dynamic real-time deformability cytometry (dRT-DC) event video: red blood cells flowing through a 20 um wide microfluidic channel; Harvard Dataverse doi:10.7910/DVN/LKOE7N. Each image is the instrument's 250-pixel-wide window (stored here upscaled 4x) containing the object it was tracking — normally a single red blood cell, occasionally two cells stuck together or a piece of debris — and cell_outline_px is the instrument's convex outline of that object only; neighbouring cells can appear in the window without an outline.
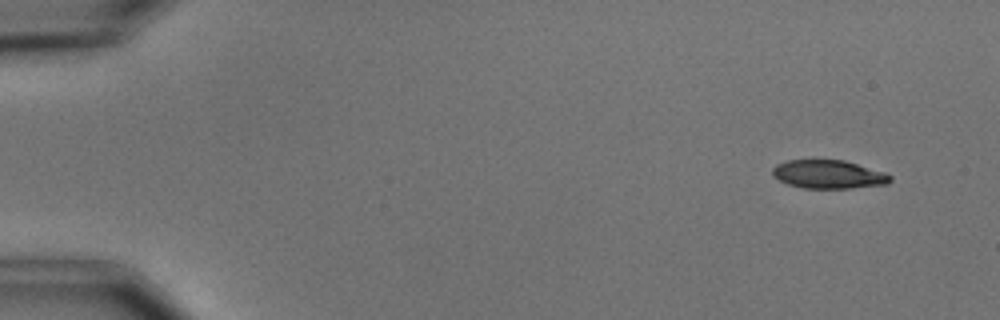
{"species": "common noctule bat (a hibernating species)", "species_latin": "Nyctalus noctula", "temperature_condition": "cold", "stored_images_in_passage": 7, "camera_frame_rate_fps": 3000, "um_per_image_px": 0.085, "animal": {"sex": "male", "body_mass_g": 15.6}, "frame": {"image": 1, "passage_image": 1, "time_ms": 0.0, "image_size_px": [1000, 320], "cell_outline_px": [[892, 180], [888, 184], [852, 188], [804, 188], [788, 184], [772, 176], [772, 168], [776, 164], [788, 160], [812, 156], [844, 160], [884, 172], [892, 176]], "centroid_in_image_um": [70.38, 14.77], "position_along_channel_um": 14.6, "area_um2": 20.35}}
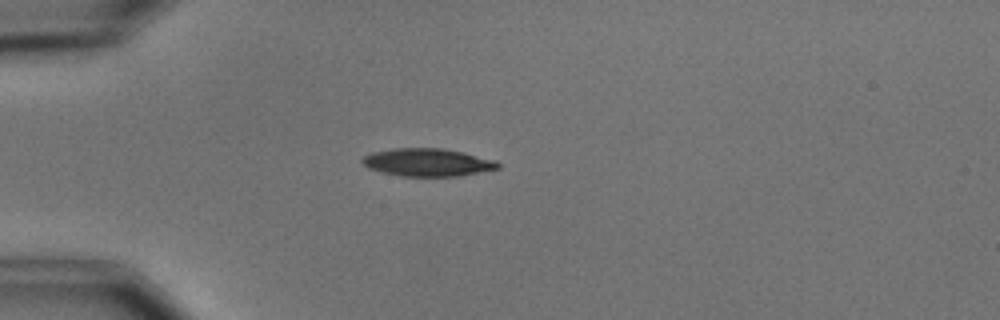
{"frame": {"image": 2, "passage_image": 4, "time_ms": 3.667, "image_size_px": [1000, 320], "cell_outline_px": [[500, 168], [460, 176], [404, 176], [380, 172], [368, 168], [360, 160], [364, 156], [372, 152], [392, 148], [440, 148], [464, 152], [496, 160], [500, 164]], "centroid_in_image_um": [36.35, 13.8], "position_along_channel_um": 48.7, "area_um2": 22.08}}